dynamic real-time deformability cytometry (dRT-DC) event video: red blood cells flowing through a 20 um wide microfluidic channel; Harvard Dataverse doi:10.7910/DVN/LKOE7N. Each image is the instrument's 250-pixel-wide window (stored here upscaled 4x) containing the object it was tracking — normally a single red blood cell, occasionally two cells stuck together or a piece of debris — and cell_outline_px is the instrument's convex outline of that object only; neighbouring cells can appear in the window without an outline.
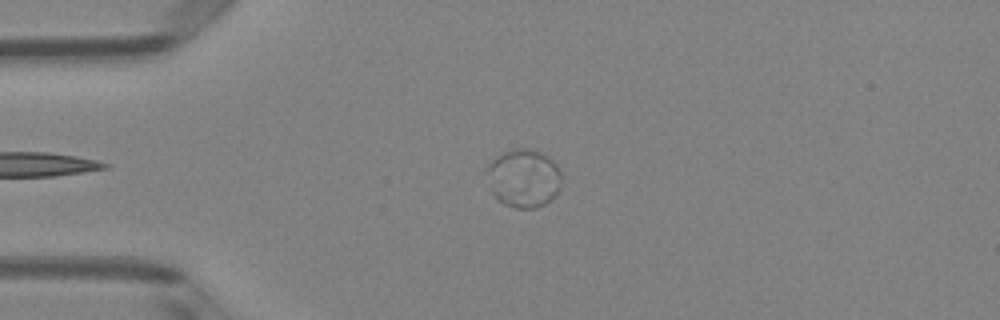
{"species": "Egyptian fruit bat (a non-hibernating species)", "species_latin": "Rousettus aegyptiacus", "temperature_condition": "room temperature", "stored_images_in_passage": 3, "segment_of_instrument_passage": [2, 2], "camera_frame_rate_fps": 3000, "um_per_image_px": 0.085, "animal": {"sex": "female"}, "frame": {"image": 1, "passage_image": 3, "time_ms": 0.667, "image_size_px": [1000, 320], "cell_outline_px": [[560, 188], [556, 196], [552, 200], [536, 208], [516, 208], [504, 204], [496, 200], [492, 192], [488, 168], [488, 164], [496, 156], [504, 152], [516, 148], [528, 148], [540, 152], [548, 156], [556, 164], [560, 172]], "centroid_in_image_um": [44.54, 15.16], "position_along_channel_um": 40.5, "area_um2": 25.32}}